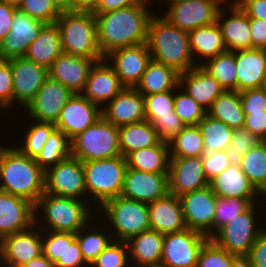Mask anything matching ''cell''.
Returning <instances> with one entry per match:
<instances>
[{
    "label": "cell",
    "instance_id": "cell-1",
    "mask_svg": "<svg viewBox=\"0 0 266 267\" xmlns=\"http://www.w3.org/2000/svg\"><path fill=\"white\" fill-rule=\"evenodd\" d=\"M146 6L147 3H141L95 15L98 46L104 57L121 47L147 43L153 14Z\"/></svg>",
    "mask_w": 266,
    "mask_h": 267
},
{
    "label": "cell",
    "instance_id": "cell-2",
    "mask_svg": "<svg viewBox=\"0 0 266 267\" xmlns=\"http://www.w3.org/2000/svg\"><path fill=\"white\" fill-rule=\"evenodd\" d=\"M0 191L24 198L34 206L45 192V171L18 146H0Z\"/></svg>",
    "mask_w": 266,
    "mask_h": 267
},
{
    "label": "cell",
    "instance_id": "cell-3",
    "mask_svg": "<svg viewBox=\"0 0 266 267\" xmlns=\"http://www.w3.org/2000/svg\"><path fill=\"white\" fill-rule=\"evenodd\" d=\"M147 44L153 60L174 68L178 73L200 65L193 58L189 32L174 26L164 16L153 14L148 26Z\"/></svg>",
    "mask_w": 266,
    "mask_h": 267
},
{
    "label": "cell",
    "instance_id": "cell-4",
    "mask_svg": "<svg viewBox=\"0 0 266 267\" xmlns=\"http://www.w3.org/2000/svg\"><path fill=\"white\" fill-rule=\"evenodd\" d=\"M55 23L64 53L78 58L105 59L98 46L96 16L92 11L63 10Z\"/></svg>",
    "mask_w": 266,
    "mask_h": 267
},
{
    "label": "cell",
    "instance_id": "cell-5",
    "mask_svg": "<svg viewBox=\"0 0 266 267\" xmlns=\"http://www.w3.org/2000/svg\"><path fill=\"white\" fill-rule=\"evenodd\" d=\"M88 205L85 202L83 203V201L81 202L80 199L60 197L44 192L34 206L35 224L38 223L37 226L42 228V230L48 228V231L76 234L81 228L91 222L89 218L92 217L90 215L92 210H90ZM40 211L43 214L42 225L44 226L43 223L46 222L44 227L39 222L40 217L38 219Z\"/></svg>",
    "mask_w": 266,
    "mask_h": 267
},
{
    "label": "cell",
    "instance_id": "cell-6",
    "mask_svg": "<svg viewBox=\"0 0 266 267\" xmlns=\"http://www.w3.org/2000/svg\"><path fill=\"white\" fill-rule=\"evenodd\" d=\"M71 156L82 162L122 156L119 128L102 116L71 140Z\"/></svg>",
    "mask_w": 266,
    "mask_h": 267
},
{
    "label": "cell",
    "instance_id": "cell-7",
    "mask_svg": "<svg viewBox=\"0 0 266 267\" xmlns=\"http://www.w3.org/2000/svg\"><path fill=\"white\" fill-rule=\"evenodd\" d=\"M127 168L123 156L83 162L86 193H91L99 206L109 199L121 196Z\"/></svg>",
    "mask_w": 266,
    "mask_h": 267
},
{
    "label": "cell",
    "instance_id": "cell-8",
    "mask_svg": "<svg viewBox=\"0 0 266 267\" xmlns=\"http://www.w3.org/2000/svg\"><path fill=\"white\" fill-rule=\"evenodd\" d=\"M114 227L113 239L126 242L129 238L151 229L148 204L118 196L100 206ZM118 238V239H117Z\"/></svg>",
    "mask_w": 266,
    "mask_h": 267
},
{
    "label": "cell",
    "instance_id": "cell-9",
    "mask_svg": "<svg viewBox=\"0 0 266 267\" xmlns=\"http://www.w3.org/2000/svg\"><path fill=\"white\" fill-rule=\"evenodd\" d=\"M246 211L220 228L211 239L229 253L247 256L263 228L256 227L255 207Z\"/></svg>",
    "mask_w": 266,
    "mask_h": 267
},
{
    "label": "cell",
    "instance_id": "cell-10",
    "mask_svg": "<svg viewBox=\"0 0 266 267\" xmlns=\"http://www.w3.org/2000/svg\"><path fill=\"white\" fill-rule=\"evenodd\" d=\"M208 239L206 235L189 228L164 234L160 264L166 267H196Z\"/></svg>",
    "mask_w": 266,
    "mask_h": 267
},
{
    "label": "cell",
    "instance_id": "cell-11",
    "mask_svg": "<svg viewBox=\"0 0 266 267\" xmlns=\"http://www.w3.org/2000/svg\"><path fill=\"white\" fill-rule=\"evenodd\" d=\"M45 193L81 199L87 195L83 162L70 156L45 172Z\"/></svg>",
    "mask_w": 266,
    "mask_h": 267
},
{
    "label": "cell",
    "instance_id": "cell-12",
    "mask_svg": "<svg viewBox=\"0 0 266 267\" xmlns=\"http://www.w3.org/2000/svg\"><path fill=\"white\" fill-rule=\"evenodd\" d=\"M187 228L213 236L217 196L210 186L179 196Z\"/></svg>",
    "mask_w": 266,
    "mask_h": 267
},
{
    "label": "cell",
    "instance_id": "cell-13",
    "mask_svg": "<svg viewBox=\"0 0 266 267\" xmlns=\"http://www.w3.org/2000/svg\"><path fill=\"white\" fill-rule=\"evenodd\" d=\"M42 254V229L36 224L25 231L5 236L0 240V267L3 264L2 267H21Z\"/></svg>",
    "mask_w": 266,
    "mask_h": 267
},
{
    "label": "cell",
    "instance_id": "cell-14",
    "mask_svg": "<svg viewBox=\"0 0 266 267\" xmlns=\"http://www.w3.org/2000/svg\"><path fill=\"white\" fill-rule=\"evenodd\" d=\"M73 95L70 89L48 76L25 110L29 111L33 121L56 124L60 112Z\"/></svg>",
    "mask_w": 266,
    "mask_h": 267
},
{
    "label": "cell",
    "instance_id": "cell-15",
    "mask_svg": "<svg viewBox=\"0 0 266 267\" xmlns=\"http://www.w3.org/2000/svg\"><path fill=\"white\" fill-rule=\"evenodd\" d=\"M151 59L147 43L121 47L105 56V60L113 62L110 65L114 68L121 84L129 88H135L140 82Z\"/></svg>",
    "mask_w": 266,
    "mask_h": 267
},
{
    "label": "cell",
    "instance_id": "cell-16",
    "mask_svg": "<svg viewBox=\"0 0 266 267\" xmlns=\"http://www.w3.org/2000/svg\"><path fill=\"white\" fill-rule=\"evenodd\" d=\"M45 25V22L18 9L13 16L9 34L0 41V60L24 57L28 47Z\"/></svg>",
    "mask_w": 266,
    "mask_h": 267
},
{
    "label": "cell",
    "instance_id": "cell-17",
    "mask_svg": "<svg viewBox=\"0 0 266 267\" xmlns=\"http://www.w3.org/2000/svg\"><path fill=\"white\" fill-rule=\"evenodd\" d=\"M219 5L218 0H188L169 6L164 17L177 28L189 32L215 23Z\"/></svg>",
    "mask_w": 266,
    "mask_h": 267
},
{
    "label": "cell",
    "instance_id": "cell-18",
    "mask_svg": "<svg viewBox=\"0 0 266 267\" xmlns=\"http://www.w3.org/2000/svg\"><path fill=\"white\" fill-rule=\"evenodd\" d=\"M102 117V108L90 102L81 93L67 101L55 124L70 140Z\"/></svg>",
    "mask_w": 266,
    "mask_h": 267
},
{
    "label": "cell",
    "instance_id": "cell-19",
    "mask_svg": "<svg viewBox=\"0 0 266 267\" xmlns=\"http://www.w3.org/2000/svg\"><path fill=\"white\" fill-rule=\"evenodd\" d=\"M168 193V173H151L127 168L122 197L149 204Z\"/></svg>",
    "mask_w": 266,
    "mask_h": 267
},
{
    "label": "cell",
    "instance_id": "cell-20",
    "mask_svg": "<svg viewBox=\"0 0 266 267\" xmlns=\"http://www.w3.org/2000/svg\"><path fill=\"white\" fill-rule=\"evenodd\" d=\"M8 61L13 77V102L17 101L26 108L48 77V70L25 57Z\"/></svg>",
    "mask_w": 266,
    "mask_h": 267
},
{
    "label": "cell",
    "instance_id": "cell-21",
    "mask_svg": "<svg viewBox=\"0 0 266 267\" xmlns=\"http://www.w3.org/2000/svg\"><path fill=\"white\" fill-rule=\"evenodd\" d=\"M168 183L169 193L178 197L209 186L201 156L170 158Z\"/></svg>",
    "mask_w": 266,
    "mask_h": 267
},
{
    "label": "cell",
    "instance_id": "cell-22",
    "mask_svg": "<svg viewBox=\"0 0 266 267\" xmlns=\"http://www.w3.org/2000/svg\"><path fill=\"white\" fill-rule=\"evenodd\" d=\"M105 59L95 62L91 67L85 87L81 94L93 104L103 108L125 87L121 84L114 68ZM106 102V103H105ZM102 105H101V104Z\"/></svg>",
    "mask_w": 266,
    "mask_h": 267
},
{
    "label": "cell",
    "instance_id": "cell-23",
    "mask_svg": "<svg viewBox=\"0 0 266 267\" xmlns=\"http://www.w3.org/2000/svg\"><path fill=\"white\" fill-rule=\"evenodd\" d=\"M34 210L28 200L0 191V240L35 224Z\"/></svg>",
    "mask_w": 266,
    "mask_h": 267
},
{
    "label": "cell",
    "instance_id": "cell-24",
    "mask_svg": "<svg viewBox=\"0 0 266 267\" xmlns=\"http://www.w3.org/2000/svg\"><path fill=\"white\" fill-rule=\"evenodd\" d=\"M102 116L117 127L145 121L144 95L135 88L125 87L103 106Z\"/></svg>",
    "mask_w": 266,
    "mask_h": 267
},
{
    "label": "cell",
    "instance_id": "cell-25",
    "mask_svg": "<svg viewBox=\"0 0 266 267\" xmlns=\"http://www.w3.org/2000/svg\"><path fill=\"white\" fill-rule=\"evenodd\" d=\"M101 60L103 59L78 58L63 52L48 69V76L66 86L73 93H81L91 67Z\"/></svg>",
    "mask_w": 266,
    "mask_h": 267
},
{
    "label": "cell",
    "instance_id": "cell-26",
    "mask_svg": "<svg viewBox=\"0 0 266 267\" xmlns=\"http://www.w3.org/2000/svg\"><path fill=\"white\" fill-rule=\"evenodd\" d=\"M179 86L207 111L225 91L220 83L201 65L180 73Z\"/></svg>",
    "mask_w": 266,
    "mask_h": 267
},
{
    "label": "cell",
    "instance_id": "cell-27",
    "mask_svg": "<svg viewBox=\"0 0 266 267\" xmlns=\"http://www.w3.org/2000/svg\"><path fill=\"white\" fill-rule=\"evenodd\" d=\"M150 227L159 233H172L187 228L178 196L168 193L148 204Z\"/></svg>",
    "mask_w": 266,
    "mask_h": 267
},
{
    "label": "cell",
    "instance_id": "cell-28",
    "mask_svg": "<svg viewBox=\"0 0 266 267\" xmlns=\"http://www.w3.org/2000/svg\"><path fill=\"white\" fill-rule=\"evenodd\" d=\"M237 91L262 88L266 73V50L235 51Z\"/></svg>",
    "mask_w": 266,
    "mask_h": 267
},
{
    "label": "cell",
    "instance_id": "cell-29",
    "mask_svg": "<svg viewBox=\"0 0 266 267\" xmlns=\"http://www.w3.org/2000/svg\"><path fill=\"white\" fill-rule=\"evenodd\" d=\"M230 9L231 17L229 18H224L225 14L222 13L223 11L221 7L217 14V23L221 28L223 41L227 50L237 51L252 49V38L248 15L240 8L239 5L231 4Z\"/></svg>",
    "mask_w": 266,
    "mask_h": 267
},
{
    "label": "cell",
    "instance_id": "cell-30",
    "mask_svg": "<svg viewBox=\"0 0 266 267\" xmlns=\"http://www.w3.org/2000/svg\"><path fill=\"white\" fill-rule=\"evenodd\" d=\"M216 196L247 199L255 204L258 191L250 183L240 166H230L209 182Z\"/></svg>",
    "mask_w": 266,
    "mask_h": 267
},
{
    "label": "cell",
    "instance_id": "cell-31",
    "mask_svg": "<svg viewBox=\"0 0 266 267\" xmlns=\"http://www.w3.org/2000/svg\"><path fill=\"white\" fill-rule=\"evenodd\" d=\"M164 234L156 230H146L139 235L133 236L126 241L129 253V260L133 258L134 265L146 267L161 263L163 251Z\"/></svg>",
    "mask_w": 266,
    "mask_h": 267
},
{
    "label": "cell",
    "instance_id": "cell-32",
    "mask_svg": "<svg viewBox=\"0 0 266 267\" xmlns=\"http://www.w3.org/2000/svg\"><path fill=\"white\" fill-rule=\"evenodd\" d=\"M62 53L60 30L56 23H52L42 28L39 36L28 47L24 57L48 70Z\"/></svg>",
    "mask_w": 266,
    "mask_h": 267
},
{
    "label": "cell",
    "instance_id": "cell-33",
    "mask_svg": "<svg viewBox=\"0 0 266 267\" xmlns=\"http://www.w3.org/2000/svg\"><path fill=\"white\" fill-rule=\"evenodd\" d=\"M179 75L174 68L151 59L135 89L144 96L175 90Z\"/></svg>",
    "mask_w": 266,
    "mask_h": 267
},
{
    "label": "cell",
    "instance_id": "cell-34",
    "mask_svg": "<svg viewBox=\"0 0 266 267\" xmlns=\"http://www.w3.org/2000/svg\"><path fill=\"white\" fill-rule=\"evenodd\" d=\"M119 128V145L123 157L160 142L158 133L150 121H140Z\"/></svg>",
    "mask_w": 266,
    "mask_h": 267
},
{
    "label": "cell",
    "instance_id": "cell-35",
    "mask_svg": "<svg viewBox=\"0 0 266 267\" xmlns=\"http://www.w3.org/2000/svg\"><path fill=\"white\" fill-rule=\"evenodd\" d=\"M169 143L160 141L157 145L134 151L126 157L127 167L151 173H168Z\"/></svg>",
    "mask_w": 266,
    "mask_h": 267
},
{
    "label": "cell",
    "instance_id": "cell-36",
    "mask_svg": "<svg viewBox=\"0 0 266 267\" xmlns=\"http://www.w3.org/2000/svg\"><path fill=\"white\" fill-rule=\"evenodd\" d=\"M189 41L193 58L197 54L196 56L207 58L208 60L227 51L222 31L217 21L189 31Z\"/></svg>",
    "mask_w": 266,
    "mask_h": 267
},
{
    "label": "cell",
    "instance_id": "cell-37",
    "mask_svg": "<svg viewBox=\"0 0 266 267\" xmlns=\"http://www.w3.org/2000/svg\"><path fill=\"white\" fill-rule=\"evenodd\" d=\"M207 114L233 129L244 127L246 119L238 91L225 90L212 103Z\"/></svg>",
    "mask_w": 266,
    "mask_h": 267
},
{
    "label": "cell",
    "instance_id": "cell-38",
    "mask_svg": "<svg viewBox=\"0 0 266 267\" xmlns=\"http://www.w3.org/2000/svg\"><path fill=\"white\" fill-rule=\"evenodd\" d=\"M204 140L201 157H211L216 151L226 150L231 143L234 129L206 114L198 124Z\"/></svg>",
    "mask_w": 266,
    "mask_h": 267
},
{
    "label": "cell",
    "instance_id": "cell-39",
    "mask_svg": "<svg viewBox=\"0 0 266 267\" xmlns=\"http://www.w3.org/2000/svg\"><path fill=\"white\" fill-rule=\"evenodd\" d=\"M200 63L221 85L224 90L237 91V70L235 51H225Z\"/></svg>",
    "mask_w": 266,
    "mask_h": 267
},
{
    "label": "cell",
    "instance_id": "cell-40",
    "mask_svg": "<svg viewBox=\"0 0 266 267\" xmlns=\"http://www.w3.org/2000/svg\"><path fill=\"white\" fill-rule=\"evenodd\" d=\"M71 156V140L59 129H55L35 158L36 163L46 172Z\"/></svg>",
    "mask_w": 266,
    "mask_h": 267
},
{
    "label": "cell",
    "instance_id": "cell-41",
    "mask_svg": "<svg viewBox=\"0 0 266 267\" xmlns=\"http://www.w3.org/2000/svg\"><path fill=\"white\" fill-rule=\"evenodd\" d=\"M204 147L199 126H185L169 143L170 158L201 156Z\"/></svg>",
    "mask_w": 266,
    "mask_h": 267
},
{
    "label": "cell",
    "instance_id": "cell-42",
    "mask_svg": "<svg viewBox=\"0 0 266 267\" xmlns=\"http://www.w3.org/2000/svg\"><path fill=\"white\" fill-rule=\"evenodd\" d=\"M240 168L259 192L266 185V141H262L242 156Z\"/></svg>",
    "mask_w": 266,
    "mask_h": 267
},
{
    "label": "cell",
    "instance_id": "cell-43",
    "mask_svg": "<svg viewBox=\"0 0 266 267\" xmlns=\"http://www.w3.org/2000/svg\"><path fill=\"white\" fill-rule=\"evenodd\" d=\"M91 229V225H86L76 233V239L79 242L80 250L85 262L90 266L98 257V255L108 246L113 239L110 235L103 234L101 231L87 232ZM86 233V234H85ZM110 237V238H109Z\"/></svg>",
    "mask_w": 266,
    "mask_h": 267
},
{
    "label": "cell",
    "instance_id": "cell-44",
    "mask_svg": "<svg viewBox=\"0 0 266 267\" xmlns=\"http://www.w3.org/2000/svg\"><path fill=\"white\" fill-rule=\"evenodd\" d=\"M177 90H181V87L178 86L175 89L174 111L185 126L198 125L206 116L207 110L190 97L185 90L176 93Z\"/></svg>",
    "mask_w": 266,
    "mask_h": 267
},
{
    "label": "cell",
    "instance_id": "cell-45",
    "mask_svg": "<svg viewBox=\"0 0 266 267\" xmlns=\"http://www.w3.org/2000/svg\"><path fill=\"white\" fill-rule=\"evenodd\" d=\"M55 129L56 126L53 123L36 121L25 134L26 136L22 143L23 146L20 145L18 149L27 156L35 159Z\"/></svg>",
    "mask_w": 266,
    "mask_h": 267
},
{
    "label": "cell",
    "instance_id": "cell-46",
    "mask_svg": "<svg viewBox=\"0 0 266 267\" xmlns=\"http://www.w3.org/2000/svg\"><path fill=\"white\" fill-rule=\"evenodd\" d=\"M251 205L247 199L217 196L213 235L224 225L246 211Z\"/></svg>",
    "mask_w": 266,
    "mask_h": 267
},
{
    "label": "cell",
    "instance_id": "cell-47",
    "mask_svg": "<svg viewBox=\"0 0 266 267\" xmlns=\"http://www.w3.org/2000/svg\"><path fill=\"white\" fill-rule=\"evenodd\" d=\"M261 142L262 140L258 136L244 127L234 129L231 143L226 149L231 166H240L242 156Z\"/></svg>",
    "mask_w": 266,
    "mask_h": 267
},
{
    "label": "cell",
    "instance_id": "cell-48",
    "mask_svg": "<svg viewBox=\"0 0 266 267\" xmlns=\"http://www.w3.org/2000/svg\"><path fill=\"white\" fill-rule=\"evenodd\" d=\"M19 10L46 24L55 23L63 12L55 0H24Z\"/></svg>",
    "mask_w": 266,
    "mask_h": 267
},
{
    "label": "cell",
    "instance_id": "cell-49",
    "mask_svg": "<svg viewBox=\"0 0 266 267\" xmlns=\"http://www.w3.org/2000/svg\"><path fill=\"white\" fill-rule=\"evenodd\" d=\"M129 253L126 242L114 240L98 255L90 267H128Z\"/></svg>",
    "mask_w": 266,
    "mask_h": 267
},
{
    "label": "cell",
    "instance_id": "cell-50",
    "mask_svg": "<svg viewBox=\"0 0 266 267\" xmlns=\"http://www.w3.org/2000/svg\"><path fill=\"white\" fill-rule=\"evenodd\" d=\"M235 256L209 238L202 247L196 267H230Z\"/></svg>",
    "mask_w": 266,
    "mask_h": 267
},
{
    "label": "cell",
    "instance_id": "cell-51",
    "mask_svg": "<svg viewBox=\"0 0 266 267\" xmlns=\"http://www.w3.org/2000/svg\"><path fill=\"white\" fill-rule=\"evenodd\" d=\"M175 90L144 96L145 116L151 121L157 115L171 114L174 110Z\"/></svg>",
    "mask_w": 266,
    "mask_h": 267
},
{
    "label": "cell",
    "instance_id": "cell-52",
    "mask_svg": "<svg viewBox=\"0 0 266 267\" xmlns=\"http://www.w3.org/2000/svg\"><path fill=\"white\" fill-rule=\"evenodd\" d=\"M162 142L170 143L185 124L173 110L171 114L157 115L150 121Z\"/></svg>",
    "mask_w": 266,
    "mask_h": 267
},
{
    "label": "cell",
    "instance_id": "cell-53",
    "mask_svg": "<svg viewBox=\"0 0 266 267\" xmlns=\"http://www.w3.org/2000/svg\"><path fill=\"white\" fill-rule=\"evenodd\" d=\"M42 242L43 255L45 257L54 264L56 262H64L65 232L44 230L42 232Z\"/></svg>",
    "mask_w": 266,
    "mask_h": 267
},
{
    "label": "cell",
    "instance_id": "cell-54",
    "mask_svg": "<svg viewBox=\"0 0 266 267\" xmlns=\"http://www.w3.org/2000/svg\"><path fill=\"white\" fill-rule=\"evenodd\" d=\"M55 267H90L82 256L75 233L65 232L64 262H56Z\"/></svg>",
    "mask_w": 266,
    "mask_h": 267
},
{
    "label": "cell",
    "instance_id": "cell-55",
    "mask_svg": "<svg viewBox=\"0 0 266 267\" xmlns=\"http://www.w3.org/2000/svg\"><path fill=\"white\" fill-rule=\"evenodd\" d=\"M245 115L264 113L266 111V90L263 88L248 89L239 92Z\"/></svg>",
    "mask_w": 266,
    "mask_h": 267
},
{
    "label": "cell",
    "instance_id": "cell-56",
    "mask_svg": "<svg viewBox=\"0 0 266 267\" xmlns=\"http://www.w3.org/2000/svg\"><path fill=\"white\" fill-rule=\"evenodd\" d=\"M13 104V77L10 62L0 60V108H12Z\"/></svg>",
    "mask_w": 266,
    "mask_h": 267
},
{
    "label": "cell",
    "instance_id": "cell-57",
    "mask_svg": "<svg viewBox=\"0 0 266 267\" xmlns=\"http://www.w3.org/2000/svg\"><path fill=\"white\" fill-rule=\"evenodd\" d=\"M208 182L231 166L226 150L216 151L211 157H201Z\"/></svg>",
    "mask_w": 266,
    "mask_h": 267
},
{
    "label": "cell",
    "instance_id": "cell-58",
    "mask_svg": "<svg viewBox=\"0 0 266 267\" xmlns=\"http://www.w3.org/2000/svg\"><path fill=\"white\" fill-rule=\"evenodd\" d=\"M253 267H266V229H263L247 255Z\"/></svg>",
    "mask_w": 266,
    "mask_h": 267
},
{
    "label": "cell",
    "instance_id": "cell-59",
    "mask_svg": "<svg viewBox=\"0 0 266 267\" xmlns=\"http://www.w3.org/2000/svg\"><path fill=\"white\" fill-rule=\"evenodd\" d=\"M252 49L266 50V20L249 17Z\"/></svg>",
    "mask_w": 266,
    "mask_h": 267
},
{
    "label": "cell",
    "instance_id": "cell-60",
    "mask_svg": "<svg viewBox=\"0 0 266 267\" xmlns=\"http://www.w3.org/2000/svg\"><path fill=\"white\" fill-rule=\"evenodd\" d=\"M149 2L150 0H96V3L92 9V13L96 15L98 13H104Z\"/></svg>",
    "mask_w": 266,
    "mask_h": 267
},
{
    "label": "cell",
    "instance_id": "cell-61",
    "mask_svg": "<svg viewBox=\"0 0 266 267\" xmlns=\"http://www.w3.org/2000/svg\"><path fill=\"white\" fill-rule=\"evenodd\" d=\"M239 5L248 17L266 20V0H232Z\"/></svg>",
    "mask_w": 266,
    "mask_h": 267
},
{
    "label": "cell",
    "instance_id": "cell-62",
    "mask_svg": "<svg viewBox=\"0 0 266 267\" xmlns=\"http://www.w3.org/2000/svg\"><path fill=\"white\" fill-rule=\"evenodd\" d=\"M244 128L258 136L262 141H266V111L246 115Z\"/></svg>",
    "mask_w": 266,
    "mask_h": 267
},
{
    "label": "cell",
    "instance_id": "cell-63",
    "mask_svg": "<svg viewBox=\"0 0 266 267\" xmlns=\"http://www.w3.org/2000/svg\"><path fill=\"white\" fill-rule=\"evenodd\" d=\"M18 8L0 0V41L10 32L13 16Z\"/></svg>",
    "mask_w": 266,
    "mask_h": 267
},
{
    "label": "cell",
    "instance_id": "cell-64",
    "mask_svg": "<svg viewBox=\"0 0 266 267\" xmlns=\"http://www.w3.org/2000/svg\"><path fill=\"white\" fill-rule=\"evenodd\" d=\"M21 267H55V264L42 254L37 258L31 259Z\"/></svg>",
    "mask_w": 266,
    "mask_h": 267
},
{
    "label": "cell",
    "instance_id": "cell-65",
    "mask_svg": "<svg viewBox=\"0 0 266 267\" xmlns=\"http://www.w3.org/2000/svg\"><path fill=\"white\" fill-rule=\"evenodd\" d=\"M96 0H71V10L92 11Z\"/></svg>",
    "mask_w": 266,
    "mask_h": 267
},
{
    "label": "cell",
    "instance_id": "cell-66",
    "mask_svg": "<svg viewBox=\"0 0 266 267\" xmlns=\"http://www.w3.org/2000/svg\"><path fill=\"white\" fill-rule=\"evenodd\" d=\"M230 267H253L248 256H235Z\"/></svg>",
    "mask_w": 266,
    "mask_h": 267
},
{
    "label": "cell",
    "instance_id": "cell-67",
    "mask_svg": "<svg viewBox=\"0 0 266 267\" xmlns=\"http://www.w3.org/2000/svg\"><path fill=\"white\" fill-rule=\"evenodd\" d=\"M62 10H71V0H55Z\"/></svg>",
    "mask_w": 266,
    "mask_h": 267
},
{
    "label": "cell",
    "instance_id": "cell-68",
    "mask_svg": "<svg viewBox=\"0 0 266 267\" xmlns=\"http://www.w3.org/2000/svg\"><path fill=\"white\" fill-rule=\"evenodd\" d=\"M1 1L6 2L8 5L16 7L18 9L22 5V3L24 2V0H1Z\"/></svg>",
    "mask_w": 266,
    "mask_h": 267
},
{
    "label": "cell",
    "instance_id": "cell-69",
    "mask_svg": "<svg viewBox=\"0 0 266 267\" xmlns=\"http://www.w3.org/2000/svg\"><path fill=\"white\" fill-rule=\"evenodd\" d=\"M162 1H165V2L168 1V3H171V4H167V5L171 6V5L178 4V3H181V2H185V1H188V0H162Z\"/></svg>",
    "mask_w": 266,
    "mask_h": 267
},
{
    "label": "cell",
    "instance_id": "cell-70",
    "mask_svg": "<svg viewBox=\"0 0 266 267\" xmlns=\"http://www.w3.org/2000/svg\"><path fill=\"white\" fill-rule=\"evenodd\" d=\"M259 196H264L266 198V185L258 192Z\"/></svg>",
    "mask_w": 266,
    "mask_h": 267
},
{
    "label": "cell",
    "instance_id": "cell-71",
    "mask_svg": "<svg viewBox=\"0 0 266 267\" xmlns=\"http://www.w3.org/2000/svg\"><path fill=\"white\" fill-rule=\"evenodd\" d=\"M146 267H166L162 264H158V265H149V266H146Z\"/></svg>",
    "mask_w": 266,
    "mask_h": 267
},
{
    "label": "cell",
    "instance_id": "cell-72",
    "mask_svg": "<svg viewBox=\"0 0 266 267\" xmlns=\"http://www.w3.org/2000/svg\"><path fill=\"white\" fill-rule=\"evenodd\" d=\"M262 88L266 90V73H265V78H264Z\"/></svg>",
    "mask_w": 266,
    "mask_h": 267
},
{
    "label": "cell",
    "instance_id": "cell-73",
    "mask_svg": "<svg viewBox=\"0 0 266 267\" xmlns=\"http://www.w3.org/2000/svg\"><path fill=\"white\" fill-rule=\"evenodd\" d=\"M218 1H219L220 3H222L223 1H225V2H226L227 0H218Z\"/></svg>",
    "mask_w": 266,
    "mask_h": 267
}]
</instances>
